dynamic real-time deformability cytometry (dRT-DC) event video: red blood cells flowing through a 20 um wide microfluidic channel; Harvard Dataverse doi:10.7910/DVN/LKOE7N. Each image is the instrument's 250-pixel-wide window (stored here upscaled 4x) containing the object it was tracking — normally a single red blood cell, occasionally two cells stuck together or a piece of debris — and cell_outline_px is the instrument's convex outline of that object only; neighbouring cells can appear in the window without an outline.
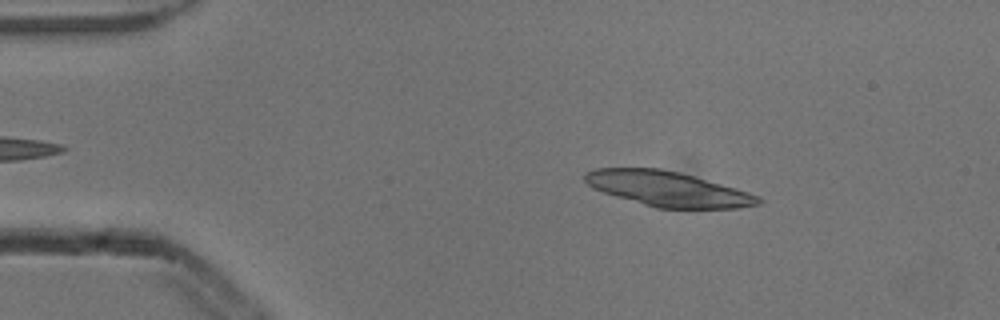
{"species": "common noctule bat (a hibernating species)", "species_latin": "Nyctalus noctula", "temperature_condition": "cold", "stored_images_in_passage": 4, "camera_frame_rate_fps": 3000, "um_per_image_px": 0.085, "animal": {"sex": "male", "body_mass_g": 13.3}, "frame": {"image": 1, "passage_image": 1, "time_ms": 0.0, "image_size_px": [1000, 320], "cell_outline_px": [[764, 200], [760, 204], [740, 208], [656, 208], [616, 196], [592, 188], [584, 180], [584, 172], [596, 168], [660, 168], [680, 172], [736, 188], [760, 196]], "centroid_in_image_um": [56.78, 16.05], "position_along_channel_um": 28.2, "area_um2": 35.32}}